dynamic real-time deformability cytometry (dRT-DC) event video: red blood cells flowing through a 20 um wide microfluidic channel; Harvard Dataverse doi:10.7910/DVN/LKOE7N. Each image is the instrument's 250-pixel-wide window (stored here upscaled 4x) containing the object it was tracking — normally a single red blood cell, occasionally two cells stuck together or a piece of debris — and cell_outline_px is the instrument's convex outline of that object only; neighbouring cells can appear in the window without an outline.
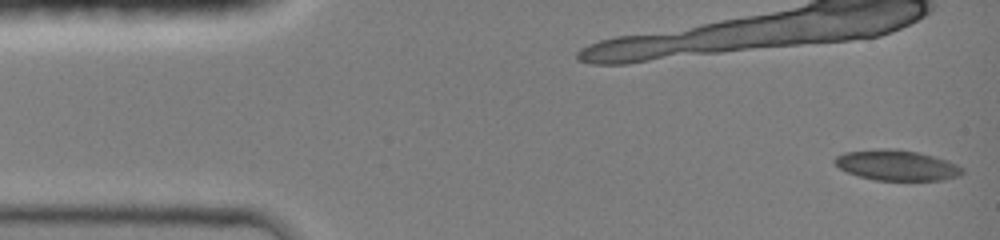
{"species": "common noctule bat (a hibernating species)", "species_latin": "Nyctalus noctula", "temperature_condition": "room temperature", "stored_images_in_passage": 43, "camera_frame_rate_fps": 3000, "um_per_image_px": 0.085, "animal": {"sex": "female", "body_mass_g": 19.0, "forearm_length_mm": 51.5}, "frame": {"image": 1, "passage_image": 1, "time_ms": 0.0, "image_size_px": [1000, 240], "cell_outline_px": [[964, 172], [956, 176], [940, 180], [876, 180], [860, 176], [848, 172], [840, 168], [832, 160], [836, 156], [844, 152], [916, 152], [932, 156], [956, 164], [964, 168]], "centroid_in_image_um": [76.25, 14.11], "position_along_channel_um": 8.7, "area_um2": 21.15}}
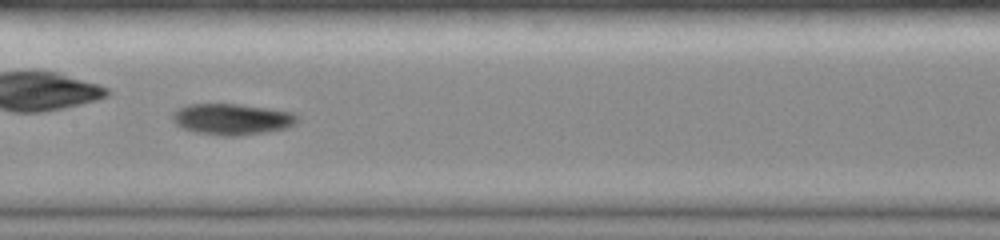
{"frame": {"image": 2, "passage_image": 22, "time_ms": 7.0, "image_size_px": [1000, 240], "cell_outline_px": [[296, 124], [284, 128], [264, 132], [240, 136], [220, 136], [196, 132], [184, 128], [176, 124], [172, 120], [172, 116], [180, 108], [188, 104], [236, 104], [268, 108], [292, 112], [296, 116]], "centroid_in_image_um": [19.71, 10.14], "position_along_channel_um": 187.7, "area_um2": 22.37}}
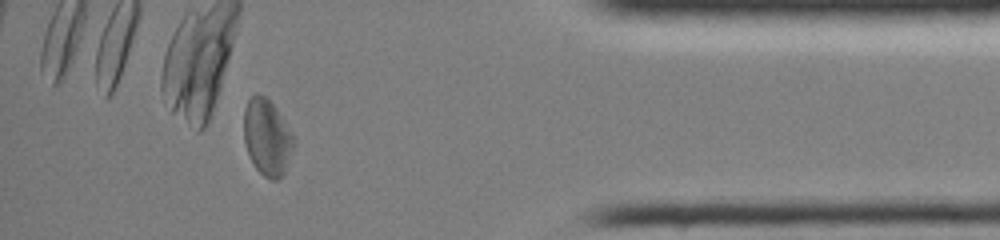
{"frame": {"image": 3, "passage_image": 40, "time_ms": 13.0, "image_size_px": [1000, 240], "cell_outline_px": [[296, 144], [284, 176], [276, 180], [272, 180], [264, 176], [256, 168], [248, 152], [244, 140], [244, 108], [248, 100], [256, 92], [264, 96], [272, 104], [296, 140]], "centroid_in_image_um": [22.72, 11.71], "position_along_channel_um": 412.5, "area_um2": 22.14}, "authors_computed_cell_mechanics": {"area_um2": 22.1374, "velocity_mm_per_s": 4.1755, "shape_relaxation_time_tau1_ms": 6.5582, "shape_relaxation_time_tau2_ms": 8.2081, "deformation_change_tau1": 0.1537, "deformation_change_tau2": 0.1287}}